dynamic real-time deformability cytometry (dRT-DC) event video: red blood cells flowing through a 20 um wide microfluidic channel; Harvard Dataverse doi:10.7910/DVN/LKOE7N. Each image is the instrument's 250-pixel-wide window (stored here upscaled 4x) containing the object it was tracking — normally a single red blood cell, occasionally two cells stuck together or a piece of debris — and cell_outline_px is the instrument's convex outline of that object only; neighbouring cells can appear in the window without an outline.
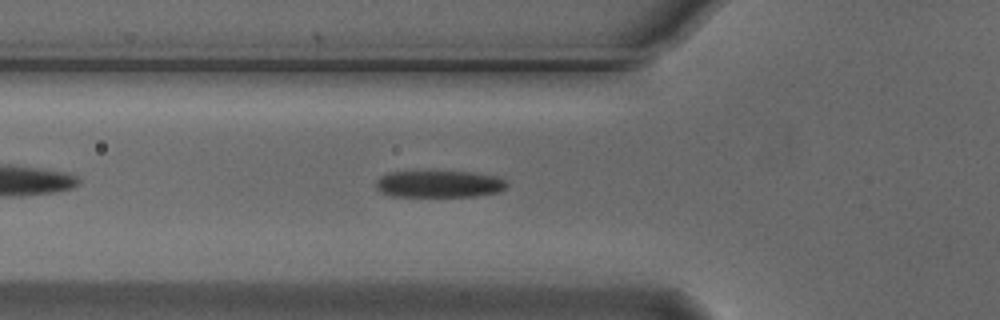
{"species": "Egyptian fruit bat (a non-hibernating species)", "species_latin": "Rousettus aegyptiacus", "temperature_condition": "cold", "stored_images_in_passage": 43, "camera_frame_rate_fps": 3000, "um_per_image_px": 0.085, "animal": {"sex": "male"}, "frame": {"image": 1, "passage_image": 7, "time_ms": 2.0, "image_size_px": [1000, 320], "cell_outline_px": [[508, 184], [500, 192], [476, 196], [392, 196], [380, 192], [376, 188], [376, 180], [380, 176], [388, 172], [472, 172], [496, 176], [504, 180]], "centroid_in_image_um": [37.31, 15.64], "position_along_channel_um": 88.5, "area_um2": 20.46}}
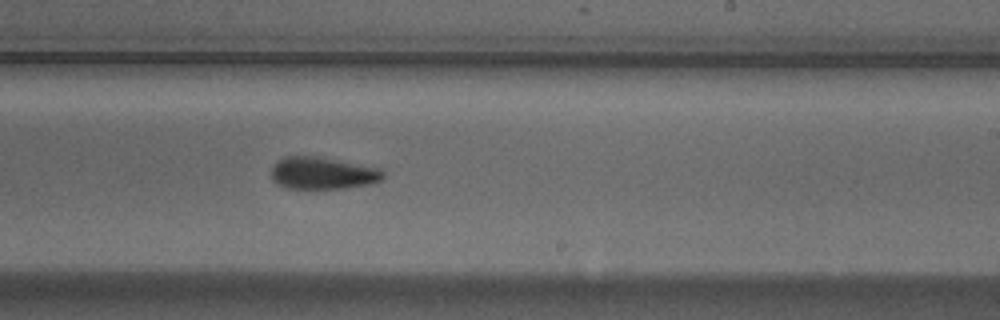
{"frame": {"image": 2, "passage_image": 21, "time_ms": 6.667, "image_size_px": [1000, 320], "cell_outline_px": [[384, 176], [380, 180], [368, 184], [344, 188], [288, 188], [276, 184], [272, 180], [272, 164], [276, 160], [284, 156], [316, 156], [380, 168], [384, 172]], "centroid_in_image_um": [27.37, 14.71], "position_along_channel_um": 261.6, "area_um2": 20.92}}
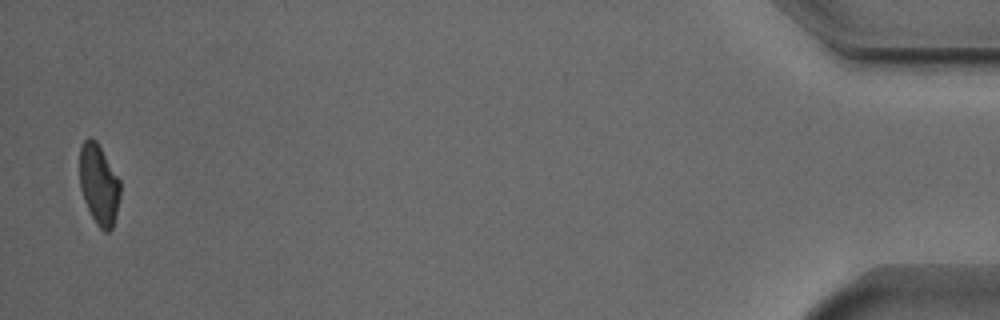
{"frame": {"image": 3, "passage_image": 42, "time_ms": 13.667, "image_size_px": [1000, 320], "cell_outline_px": [[120, 196], [116, 216], [112, 228], [108, 232], [104, 232], [96, 224], [84, 200], [80, 188], [80, 148], [84, 140], [88, 136], [96, 140], [120, 180]], "centroid_in_image_um": [8.41, 15.68], "position_along_channel_um": 426.8, "area_um2": 19.02}}